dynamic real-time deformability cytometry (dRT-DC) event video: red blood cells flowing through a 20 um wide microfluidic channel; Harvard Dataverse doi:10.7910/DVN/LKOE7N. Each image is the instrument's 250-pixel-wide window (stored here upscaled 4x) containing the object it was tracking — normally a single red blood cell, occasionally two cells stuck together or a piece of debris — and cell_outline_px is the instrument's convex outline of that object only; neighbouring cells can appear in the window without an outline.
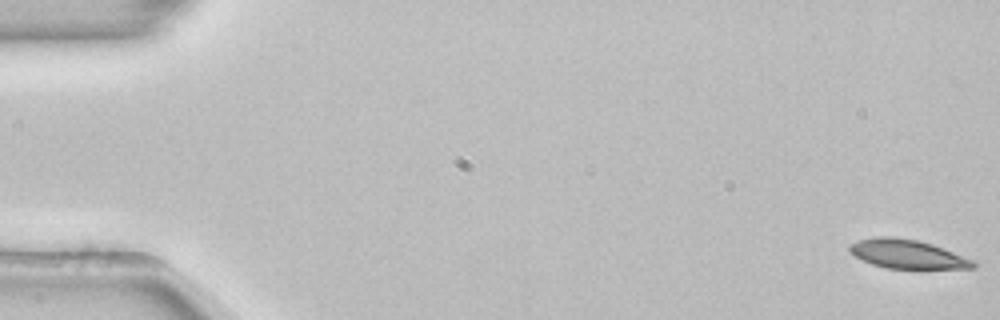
{"species": "common noctule bat (a hibernating species)", "species_latin": "Nyctalus noctula", "temperature_condition": "room temperature", "stored_images_in_passage": 17, "camera_frame_rate_fps": 3000, "um_per_image_px": 0.085, "animal": {"sex": "female", "body_mass_g": 22.7, "forearm_length_mm": 54.2}, "frame": {"image": 1, "passage_image": 1, "time_ms": 0.0, "image_size_px": [1000, 320], "cell_outline_px": [[976, 268], [888, 268], [872, 264], [856, 256], [848, 248], [848, 244], [860, 240], [876, 236], [892, 236], [916, 240], [932, 244], [976, 260]], "centroid_in_image_um": [77.15, 21.58], "position_along_channel_um": 7.8, "area_um2": 20.63}}
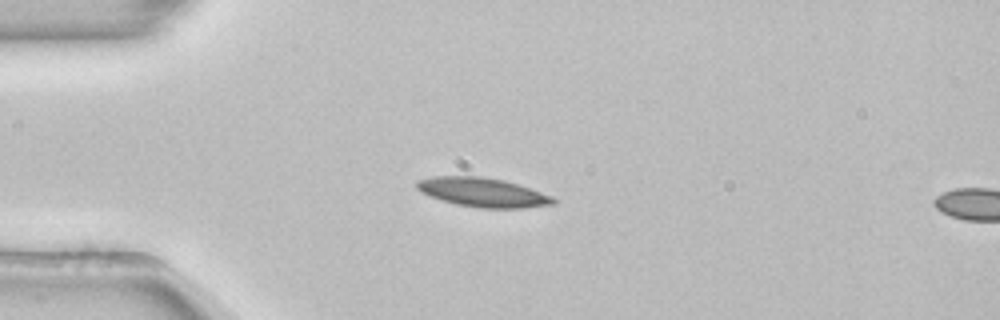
{"frame": {"image": 2, "passage_image": 14, "time_ms": 4.333, "image_size_px": [1000, 320], "cell_outline_px": [[556, 204], [524, 208], [480, 208], [456, 204], [420, 192], [416, 188], [416, 180], [432, 176], [480, 176], [504, 180], [552, 196], [556, 200]], "centroid_in_image_um": [41.02, 16.35], "position_along_channel_um": 44.0, "area_um2": 23.06}}